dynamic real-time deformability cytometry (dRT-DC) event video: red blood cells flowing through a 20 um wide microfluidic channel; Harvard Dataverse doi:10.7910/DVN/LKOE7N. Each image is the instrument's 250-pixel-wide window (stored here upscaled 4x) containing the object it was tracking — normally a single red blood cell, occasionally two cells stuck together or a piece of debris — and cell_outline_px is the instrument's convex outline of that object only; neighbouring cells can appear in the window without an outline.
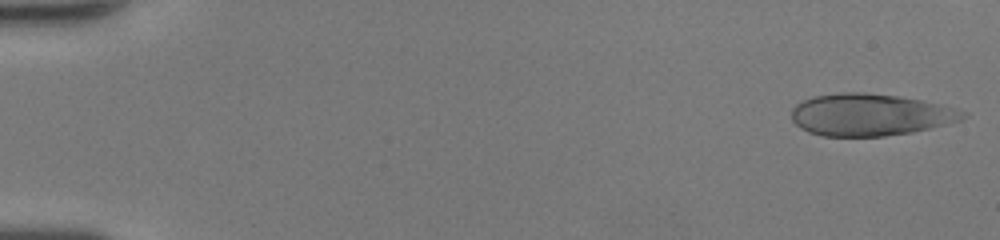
{"species": "human", "species_latin": "Homo sapiens", "temperature_condition": "room temperature", "stored_images_in_passage": 43, "camera_frame_rate_fps": 3000, "um_per_image_px": 0.085, "donor": {"sex": "female"}, "frame": {"image": 1, "passage_image": 1, "time_ms": 0.0, "image_size_px": [1000, 240], "cell_outline_px": [[968, 116], [960, 120], [912, 132], [884, 136], [824, 136], [808, 132], [800, 128], [792, 120], [792, 108], [796, 104], [812, 96], [844, 92], [864, 92], [896, 96], [920, 100], [968, 112]], "centroid_in_image_um": [73.91, 9.75], "position_along_channel_um": 11.1, "area_um2": 41.62}}
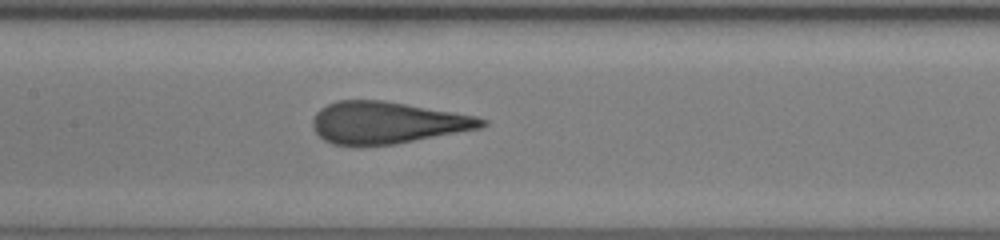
{"frame": {"image": 2, "passage_image": 24, "time_ms": 7.667, "image_size_px": [1000, 240], "cell_outline_px": [[488, 124], [480, 128], [396, 144], [352, 148], [332, 144], [324, 140], [312, 128], [312, 120], [316, 112], [320, 108], [336, 100], [384, 100], [476, 116], [488, 120]], "centroid_in_image_um": [32.85, 10.45], "position_along_channel_um": 174.6, "area_um2": 41.91}}
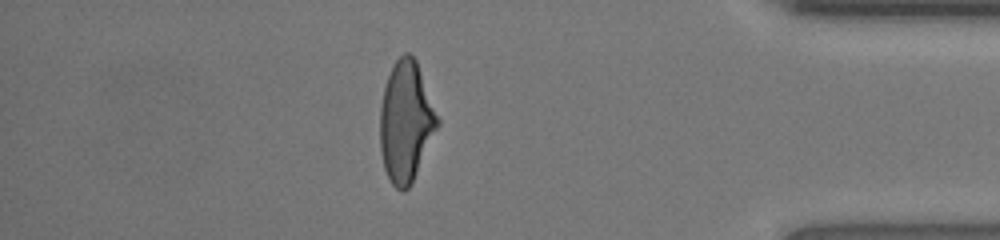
{"frame": {"image": 3, "passage_image": 42, "time_ms": 13.667, "image_size_px": [1000, 240], "cell_outline_px": [[440, 124], [412, 184], [404, 192], [400, 192], [392, 184], [384, 168], [380, 152], [380, 108], [384, 88], [392, 64], [404, 52], [408, 52], [416, 60], [440, 120]], "centroid_in_image_um": [34.51, 10.37], "position_along_channel_um": 400.7, "area_um2": 40.63}}